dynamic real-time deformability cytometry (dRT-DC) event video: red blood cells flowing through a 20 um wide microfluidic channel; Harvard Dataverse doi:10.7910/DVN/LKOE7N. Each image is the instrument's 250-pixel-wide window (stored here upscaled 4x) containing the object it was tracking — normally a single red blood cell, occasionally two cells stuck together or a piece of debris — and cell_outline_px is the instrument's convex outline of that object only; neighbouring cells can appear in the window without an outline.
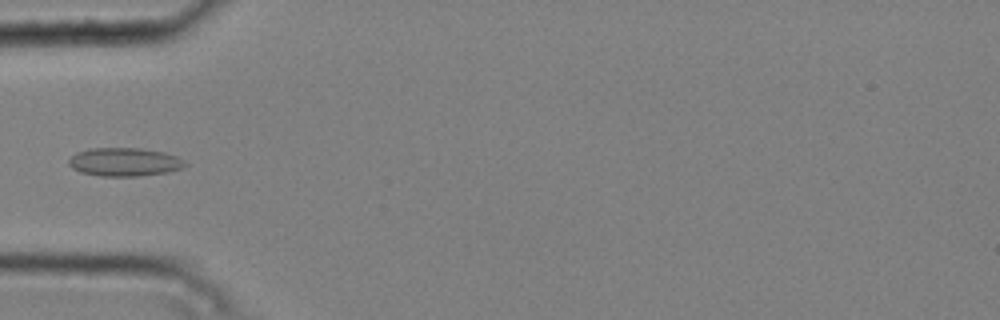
{"species": "common noctule bat (a hibernating species)", "species_latin": "Nyctalus noctula", "temperature_condition": "cold", "stored_images_in_passage": 6, "camera_frame_rate_fps": 3000, "um_per_image_px": 0.085, "animal": {"sex": "male", "body_mass_g": 20.4}, "frame": {"image": 1, "passage_image": 5, "time_ms": 1.333, "image_size_px": [1000, 320], "cell_outline_px": [[188, 164], [184, 168], [168, 172], [140, 176], [100, 176], [80, 172], [72, 168], [68, 164], [68, 160], [76, 152], [88, 148], [140, 148], [164, 152], [176, 156], [184, 160]], "centroid_in_image_um": [10.59, 13.77], "position_along_channel_um": 74.4, "area_um2": 19.48}}
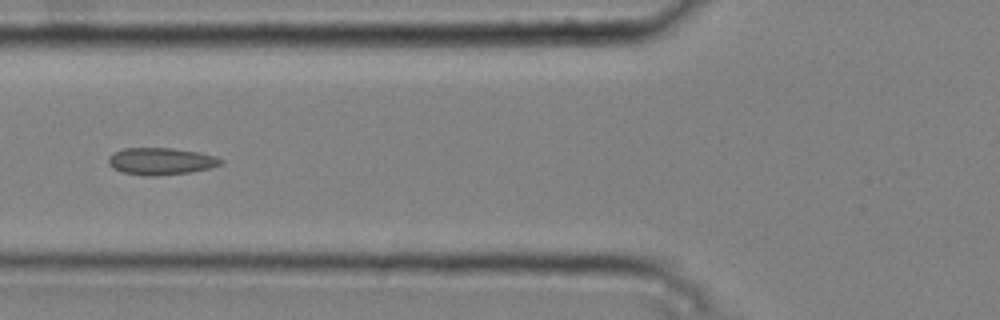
{"frame": {"image": 2, "passage_image": 6, "time_ms": 1.667, "image_size_px": [1000, 320], "cell_outline_px": [[224, 164], [212, 168], [188, 172], [152, 176], [148, 176], [124, 172], [112, 168], [108, 164], [108, 160], [116, 152], [124, 148], [172, 148], [196, 152], [216, 156], [224, 160]], "centroid_in_image_um": [13.73, 13.71], "position_along_channel_um": 112.1, "area_um2": 17.51}}